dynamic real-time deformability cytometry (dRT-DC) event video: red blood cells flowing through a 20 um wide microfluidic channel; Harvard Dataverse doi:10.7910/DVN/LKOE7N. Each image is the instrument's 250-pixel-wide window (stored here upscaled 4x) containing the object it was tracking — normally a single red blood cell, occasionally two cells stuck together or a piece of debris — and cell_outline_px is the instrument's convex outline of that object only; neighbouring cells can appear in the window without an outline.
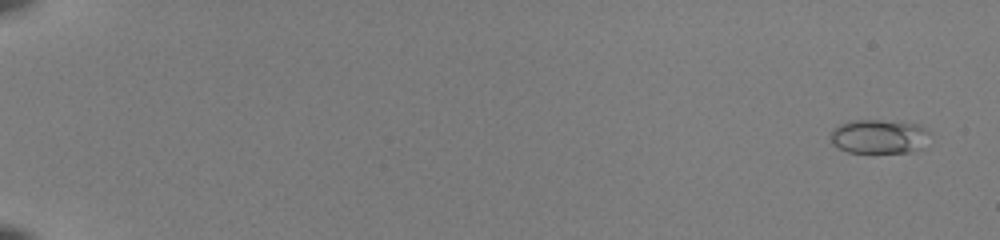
{"species": "common noctule bat (a hibernating species)", "species_latin": "Nyctalus noctula", "temperature_condition": "room temperature", "stored_images_in_passage": 54, "camera_frame_rate_fps": 3000, "um_per_image_px": 0.085, "animal": {"sex": "female", "body_mass_g": 22.0, "forearm_length_mm": 56.7}, "frame": {"image": 1, "passage_image": 3, "time_ms": 0.667, "image_size_px": [1000, 240], "cell_outline_px": [[932, 132], [924, 148], [908, 152], [848, 152], [832, 144], [832, 128], [840, 124], [852, 120], [880, 120], [920, 124]], "centroid_in_image_um": [74.79, 11.59], "position_along_channel_um": 10.2, "area_um2": 19.94}}
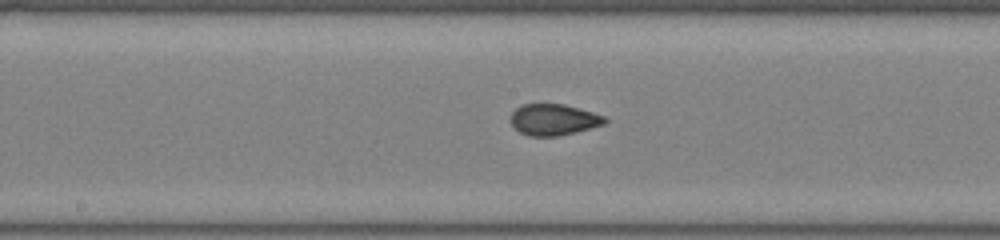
{"frame": {"image": 2, "passage_image": 32, "time_ms": 10.333, "image_size_px": [1000, 240], "cell_outline_px": [[608, 120], [604, 124], [576, 132], [560, 136], [528, 136], [520, 132], [512, 124], [512, 112], [520, 104], [564, 104], [608, 116]], "centroid_in_image_um": [47.1, 10.17], "position_along_channel_um": 201.1, "area_um2": 17.22}}
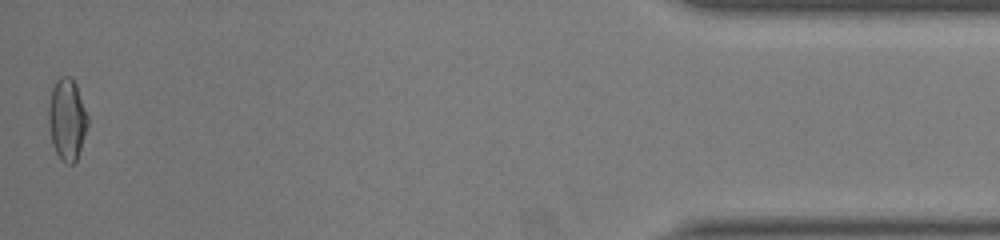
{"frame": {"image": 3, "passage_image": 54, "time_ms": 17.667, "image_size_px": [1000, 240], "cell_outline_px": [[88, 124], [76, 160], [72, 164], [64, 164], [56, 152], [52, 144], [48, 124], [48, 104], [52, 88], [56, 80], [60, 76], [72, 76], [76, 84], [88, 116]], "centroid_in_image_um": [5.68, 10.12], "position_along_channel_um": 429.5, "area_um2": 18.73}, "authors_computed_cell_mechanics": {"area_um2": 17.4845, "velocity_mm_per_s": 4.0175, "shape_relaxation_time_tau1_ms": 11.1551, "shape_relaxation_time_tau2_ms": null, "deformation_change_tau1": 0.2464, "deformation_change_tau2": null}}